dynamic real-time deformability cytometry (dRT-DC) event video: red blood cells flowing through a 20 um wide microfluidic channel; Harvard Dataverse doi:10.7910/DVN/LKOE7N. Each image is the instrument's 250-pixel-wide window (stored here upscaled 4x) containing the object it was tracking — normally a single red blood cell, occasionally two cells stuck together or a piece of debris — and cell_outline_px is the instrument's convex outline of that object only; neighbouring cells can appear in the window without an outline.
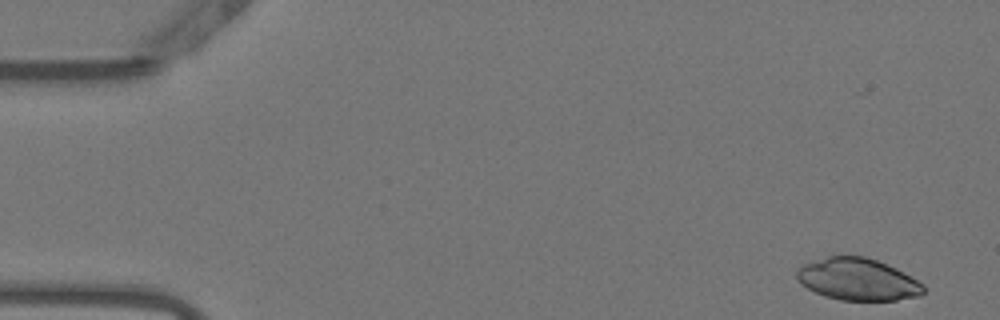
{"species": "Egyptian fruit bat (a non-hibernating species)", "species_latin": "Rousettus aegyptiacus", "temperature_condition": "warm", "stored_images_in_passage": 22, "camera_frame_rate_fps": 3000, "um_per_image_px": 0.085, "animal": {"sex": "female"}, "frame": {"image": 1, "passage_image": 2, "time_ms": 0.333, "image_size_px": [1000, 320], "cell_outline_px": [[924, 292], [920, 296], [896, 300], [840, 300], [824, 296], [808, 288], [796, 276], [796, 268], [804, 264], [828, 256], [864, 256], [876, 260], [896, 268], [924, 284]], "centroid_in_image_um": [72.92, 23.75], "position_along_channel_um": 12.1, "area_um2": 30.81}}